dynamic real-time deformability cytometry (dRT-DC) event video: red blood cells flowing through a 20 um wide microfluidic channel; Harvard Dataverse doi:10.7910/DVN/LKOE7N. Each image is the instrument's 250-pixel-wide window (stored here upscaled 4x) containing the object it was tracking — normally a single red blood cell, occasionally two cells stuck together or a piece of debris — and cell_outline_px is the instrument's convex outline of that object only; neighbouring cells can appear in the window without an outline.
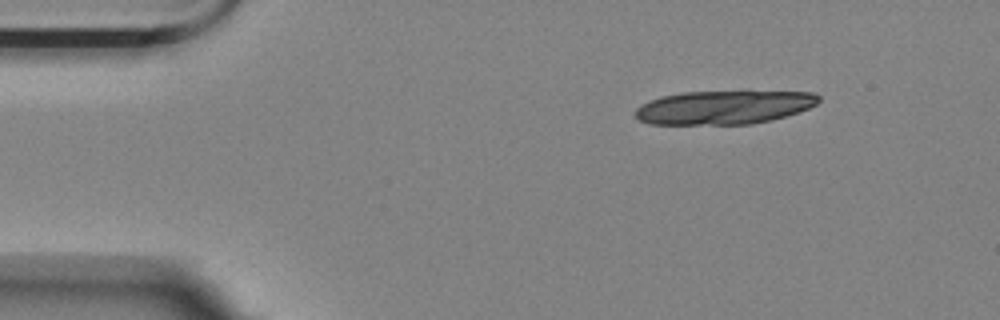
{"species": "Egyptian fruit bat (a non-hibernating species)", "species_latin": "Rousettus aegyptiacus", "temperature_condition": "room temperature", "stored_images_in_passage": 11, "camera_frame_rate_fps": 3000, "um_per_image_px": 0.085, "animal": {"sex": "female"}, "frame": {"image": 1, "passage_image": 1, "time_ms": 0.0, "image_size_px": [1000, 320], "cell_outline_px": [[820, 100], [816, 104], [808, 108], [772, 120], [752, 124], [652, 124], [640, 120], [636, 116], [636, 108], [652, 100], [664, 96], [684, 92], [748, 88], [812, 92], [820, 96]], "centroid_in_image_um": [61.66, 9.06], "position_along_channel_um": 23.3, "area_um2": 37.17}}
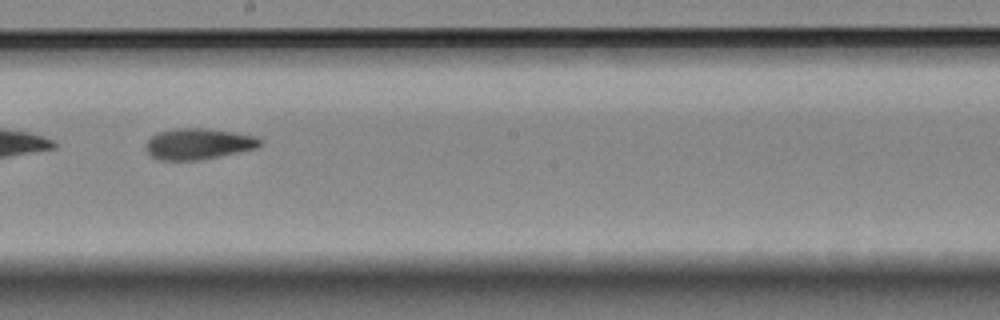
{"frame": {"image": 2, "passage_image": 7, "time_ms": 2.0, "image_size_px": [1000, 320], "cell_outline_px": [[264, 140], [256, 148], [220, 156], [200, 160], [156, 160], [144, 148], [148, 140], [156, 132], [176, 128], [204, 128], [232, 132], [256, 136]], "centroid_in_image_um": [16.84, 12.23], "position_along_channel_um": 231.4, "area_um2": 20.69}}
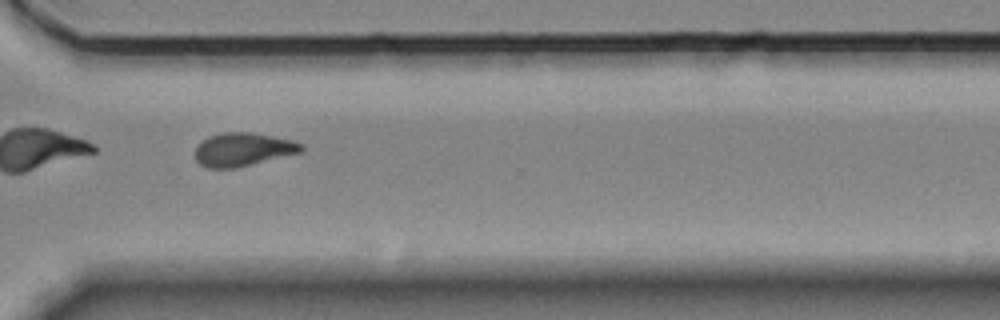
{"frame": {"image": 3, "passage_image": 10, "time_ms": 3.0, "image_size_px": [1000, 320], "cell_outline_px": [[304, 148], [300, 152], [236, 168], [208, 168], [200, 164], [196, 160], [196, 144], [208, 136], [220, 132], [252, 132], [292, 140], [304, 144]], "centroid_in_image_um": [20.62, 12.69], "position_along_channel_um": 350.0, "area_um2": 20.69}}